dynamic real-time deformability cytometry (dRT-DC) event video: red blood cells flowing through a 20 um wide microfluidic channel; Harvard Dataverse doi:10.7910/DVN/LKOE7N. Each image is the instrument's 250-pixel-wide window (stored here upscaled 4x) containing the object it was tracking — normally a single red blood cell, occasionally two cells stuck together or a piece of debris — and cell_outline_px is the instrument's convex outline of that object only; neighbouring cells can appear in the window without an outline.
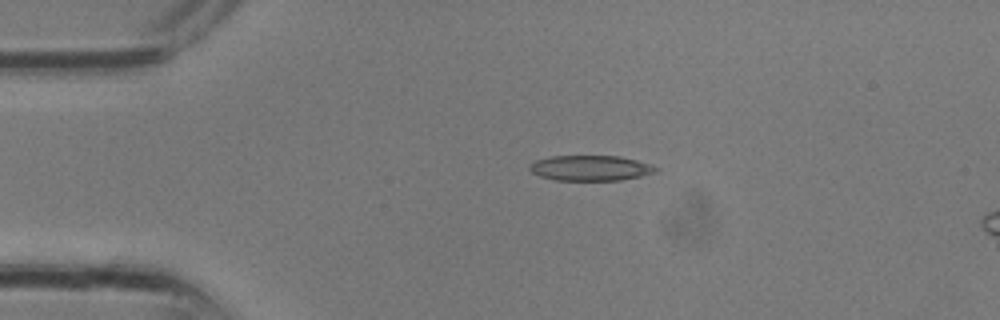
{"species": "common noctule bat (a hibernating species)", "species_latin": "Nyctalus noctula", "temperature_condition": "room temperature", "stored_images_in_passage": 11, "camera_frame_rate_fps": 3000, "um_per_image_px": 0.085, "animal": {"sex": "male", "body_mass_g": 13.3}, "frame": {"image": 1, "passage_image": 1, "time_ms": 0.0, "image_size_px": [1000, 320], "cell_outline_px": [[660, 168], [656, 172], [640, 176], [620, 180], [556, 180], [540, 176], [532, 172], [528, 168], [528, 164], [536, 160], [552, 156], [620, 156], [636, 160]], "centroid_in_image_um": [50.17, 14.28], "position_along_channel_um": 34.8, "area_um2": 18.55}}
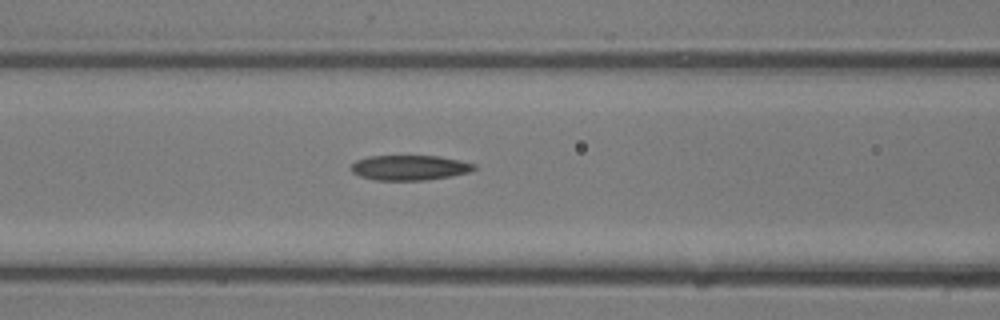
{"frame": {"image": 2, "passage_image": 7, "time_ms": 2.0, "image_size_px": [1000, 320], "cell_outline_px": [[476, 168], [468, 172], [448, 176], [424, 180], [376, 180], [360, 176], [352, 172], [348, 168], [356, 160], [368, 156], [440, 156], [460, 160], [476, 164]], "centroid_in_image_um": [34.78, 14.24], "position_along_channel_um": 131.8, "area_um2": 17.92}}
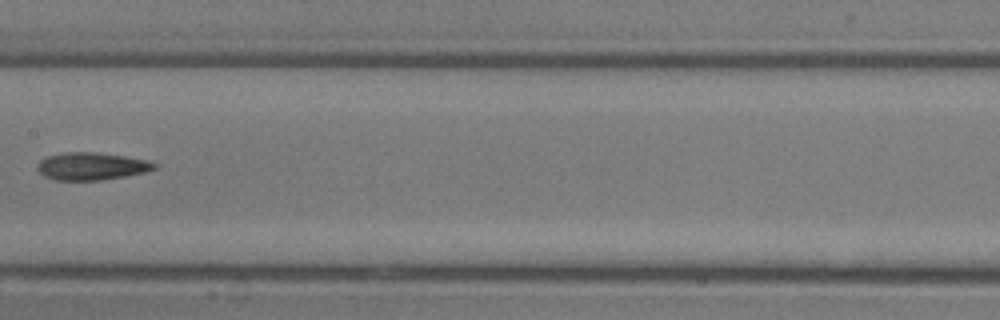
{"frame": {"image": 3, "passage_image": 10, "time_ms": 3.0, "image_size_px": [1000, 320], "cell_outline_px": [[156, 168], [144, 172], [124, 176], [100, 180], [52, 180], [44, 176], [36, 168], [40, 160], [48, 156], [64, 152], [92, 152], [124, 156], [148, 160], [156, 164]], "centroid_in_image_um": [7.74, 14.13], "position_along_channel_um": 199.7, "area_um2": 18.61}}